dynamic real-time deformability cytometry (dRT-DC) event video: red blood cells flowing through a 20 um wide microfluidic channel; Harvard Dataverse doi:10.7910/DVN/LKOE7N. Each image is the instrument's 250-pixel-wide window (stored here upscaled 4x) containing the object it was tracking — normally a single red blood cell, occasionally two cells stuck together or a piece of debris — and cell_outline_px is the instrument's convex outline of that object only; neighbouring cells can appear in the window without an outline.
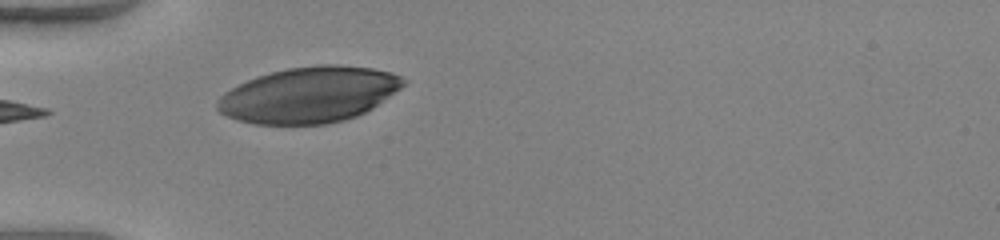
{"species": "human", "species_latin": "Homo sapiens", "temperature_condition": "warm", "stored_images_in_passage": 23, "camera_frame_rate_fps": 3000, "um_per_image_px": 0.085, "donor": {"sex": "female"}, "frame": {"image": 1, "passage_image": 1, "time_ms": 0.0, "image_size_px": [1000, 240], "cell_outline_px": [[404, 84], [400, 88], [372, 108], [356, 116], [344, 120], [328, 124], [252, 124], [228, 116], [220, 112], [216, 108], [216, 100], [224, 92], [256, 76], [288, 68], [320, 64], [336, 64], [372, 68], [392, 72], [400, 76], [404, 80]], "centroid_in_image_um": [26.25, 8.05], "position_along_channel_um": 58.8, "area_um2": 60.17}}
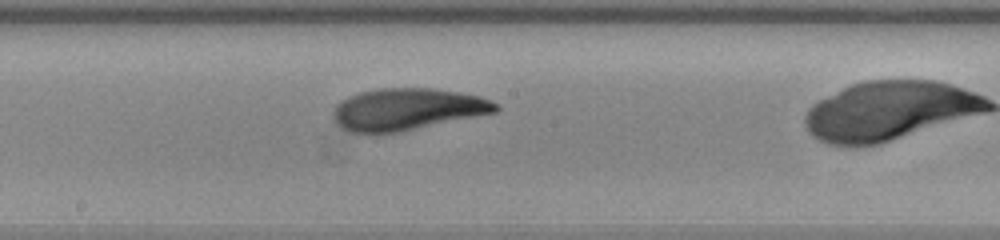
{"frame": {"image": 2, "passage_image": 10, "time_ms": 3.0, "image_size_px": [1000, 240], "cell_outline_px": [[500, 108], [496, 112], [400, 132], [372, 136], [352, 132], [344, 128], [336, 120], [336, 104], [340, 100], [348, 96], [360, 92], [380, 88], [432, 88], [480, 96], [492, 100], [500, 104]], "centroid_in_image_um": [34.64, 9.3], "position_along_channel_um": 213.6, "area_um2": 39.82}}
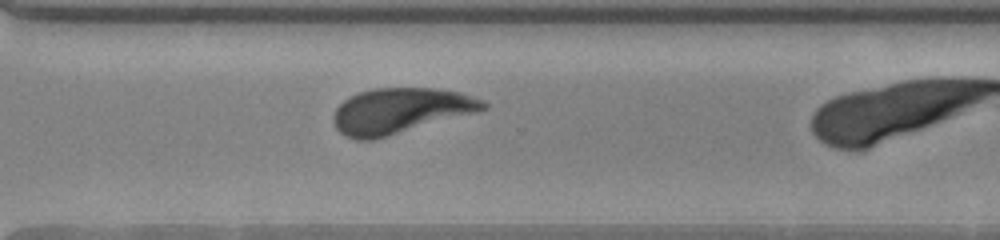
{"frame": {"image": 3, "passage_image": 19, "time_ms": 6.0, "image_size_px": [1000, 240], "cell_outline_px": [[488, 108], [476, 112], [372, 140], [356, 140], [344, 136], [336, 128], [332, 120], [332, 116], [336, 108], [344, 100], [360, 92], [372, 88], [436, 88], [460, 92], [484, 100], [488, 104]], "centroid_in_image_um": [34.01, 9.41], "position_along_channel_um": 336.6, "area_um2": 39.54}}